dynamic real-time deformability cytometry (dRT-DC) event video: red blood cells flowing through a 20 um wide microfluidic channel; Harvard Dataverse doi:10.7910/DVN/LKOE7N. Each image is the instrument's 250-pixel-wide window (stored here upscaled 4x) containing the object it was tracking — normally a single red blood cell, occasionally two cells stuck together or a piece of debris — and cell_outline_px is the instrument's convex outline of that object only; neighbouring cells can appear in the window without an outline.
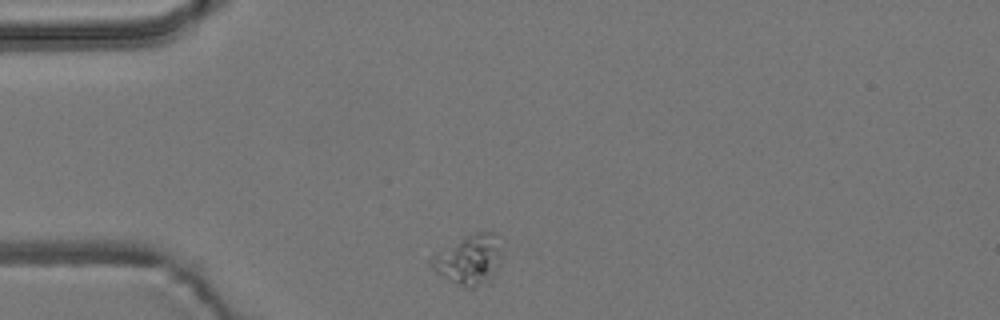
{"species": "common noctule bat (a hibernating species)", "species_latin": "Nyctalus noctula", "temperature_condition": "room temperature", "stored_images_in_passage": 2, "camera_frame_rate_fps": 3000, "um_per_image_px": 0.085, "animal": {"sex": "male", "body_mass_g": 19.2, "forearm_length_mm": 51.8}, "frame": {"image": 1, "passage_image": 1, "time_ms": 0.0, "image_size_px": [1000, 320], "cell_outline_px": [[500, 264], [492, 284], [472, 288], [464, 288], [456, 284], [436, 272], [432, 268], [432, 256], [460, 240], [476, 232], [492, 232], [500, 248]], "centroid_in_image_um": [39.93, 22.17], "position_along_channel_um": 45.1, "area_um2": 20.17}}